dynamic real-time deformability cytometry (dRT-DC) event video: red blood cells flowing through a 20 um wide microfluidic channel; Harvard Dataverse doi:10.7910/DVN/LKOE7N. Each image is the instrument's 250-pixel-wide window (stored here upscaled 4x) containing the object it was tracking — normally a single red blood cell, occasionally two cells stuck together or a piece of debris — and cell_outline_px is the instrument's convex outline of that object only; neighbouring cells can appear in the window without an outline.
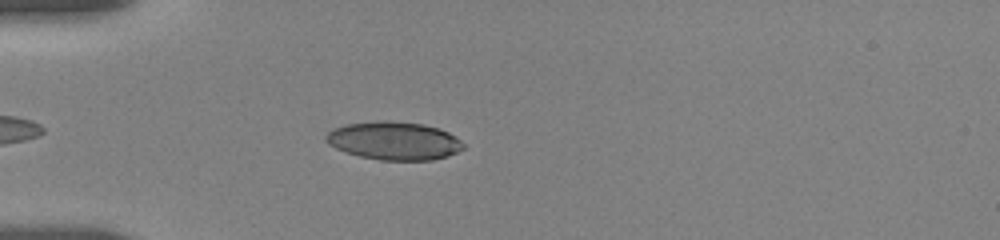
{"species": "human", "species_latin": "Homo sapiens", "temperature_condition": "room temperature", "stored_images_in_passage": 29, "camera_frame_rate_fps": 3000, "um_per_image_px": 0.085, "donor": {"sex": "female"}, "frame": {"image": 1, "passage_image": 5, "time_ms": 1.333, "image_size_px": [1000, 240], "cell_outline_px": [[464, 148], [448, 156], [432, 160], [380, 160], [360, 156], [336, 148], [328, 144], [324, 140], [324, 136], [332, 128], [344, 124], [384, 120], [424, 124], [448, 132], [456, 136], [464, 144]], "centroid_in_image_um": [33.47, 11.96], "position_along_channel_um": 51.5, "area_um2": 30.58}}
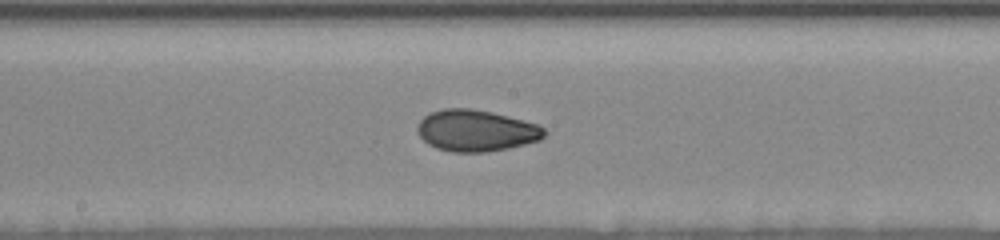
{"frame": {"image": 2, "passage_image": 19, "time_ms": 6.0, "image_size_px": [1000, 240], "cell_outline_px": [[544, 136], [540, 140], [508, 148], [484, 152], [452, 152], [436, 148], [428, 144], [416, 132], [416, 128], [420, 120], [424, 116], [432, 112], [444, 108], [468, 108], [492, 112], [508, 116], [536, 124], [544, 128]], "centroid_in_image_um": [40.43, 11.1], "position_along_channel_um": 207.8, "area_um2": 30.52}}
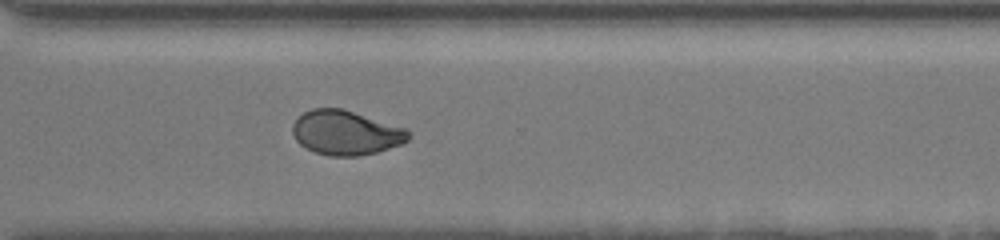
{"frame": {"image": 3, "passage_image": 29, "time_ms": 9.667, "image_size_px": [1000, 240], "cell_outline_px": [[412, 132], [408, 140], [400, 144], [376, 152], [356, 156], [328, 156], [316, 152], [300, 144], [296, 140], [292, 132], [292, 124], [304, 112], [312, 108], [340, 108], [408, 128]], "centroid_in_image_um": [29.41, 11.28], "position_along_channel_um": 341.2, "area_um2": 29.94}}